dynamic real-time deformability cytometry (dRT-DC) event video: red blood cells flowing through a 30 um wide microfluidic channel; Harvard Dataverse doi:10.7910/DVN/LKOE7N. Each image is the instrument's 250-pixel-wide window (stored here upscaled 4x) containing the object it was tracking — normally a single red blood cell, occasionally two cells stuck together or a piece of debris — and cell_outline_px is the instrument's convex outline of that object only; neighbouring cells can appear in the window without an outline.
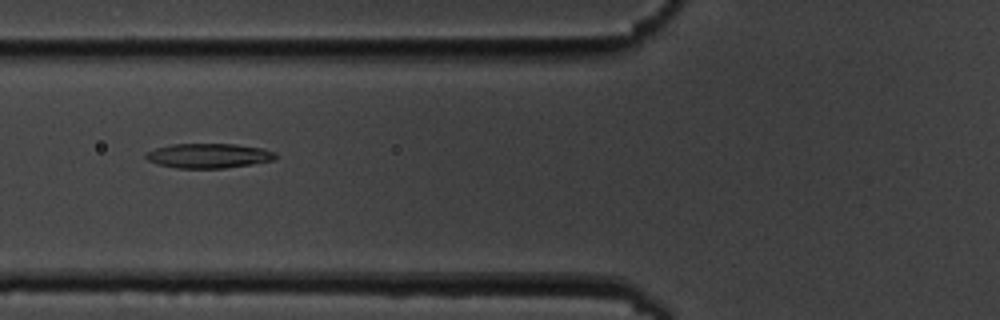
{"species": "common noctule bat (a hibernating species)", "species_latin": "Nyctalus noctula", "temperature_condition": "cold", "stored_images_in_passage": 9, "camera_frame_rate_fps": 3000, "um_per_image_px": 0.085, "animal": {"sex": "male", "body_mass_g": 19.5, "forearm_length_mm": 54.6}, "frame": {"image": 1, "passage_image": 2, "time_ms": 1.333, "image_size_px": [1000, 320], "cell_outline_px": [[276, 156], [272, 160], [224, 168], [176, 168], [156, 164], [148, 160], [144, 156], [144, 152], [156, 148], [172, 144], [236, 144], [264, 148], [276, 152]], "centroid_in_image_um": [17.68, 13.23], "position_along_channel_um": 108.1, "area_um2": 18.61}}
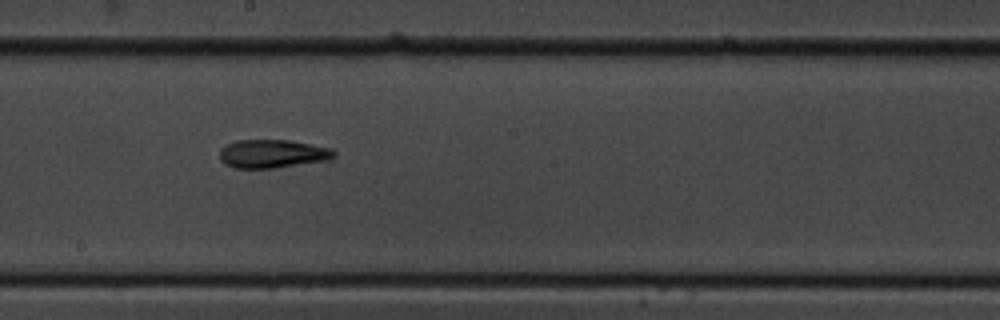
{"frame": {"image": 2, "passage_image": 5, "time_ms": 4.667, "image_size_px": [1000, 320], "cell_outline_px": [[336, 156], [332, 160], [272, 168], [236, 168], [224, 164], [220, 160], [220, 148], [224, 144], [236, 140], [288, 140], [332, 148], [336, 152]], "centroid_in_image_um": [23.17, 13.07], "position_along_channel_um": 225.0, "area_um2": 19.19}}
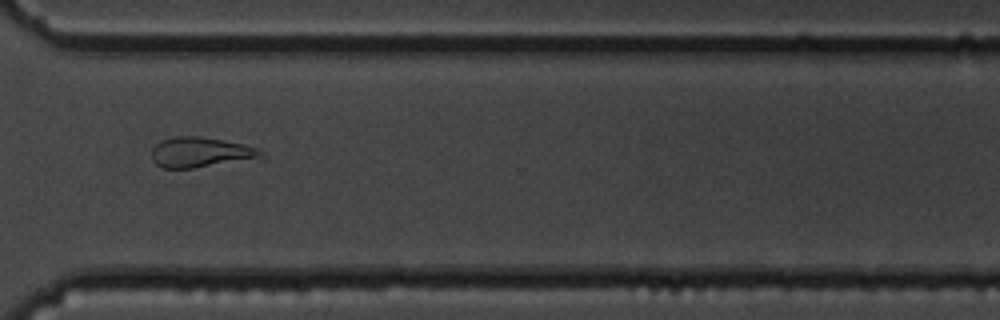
{"frame": {"image": 3, "passage_image": 8, "time_ms": 8.333, "image_size_px": [1000, 320], "cell_outline_px": [[264, 160], [192, 168], [164, 168], [156, 164], [152, 160], [152, 148], [156, 144], [164, 140], [176, 136], [200, 136], [244, 144], [260, 148], [264, 152]], "centroid_in_image_um": [17.2, 12.97], "position_along_channel_um": 353.4, "area_um2": 19.88}}